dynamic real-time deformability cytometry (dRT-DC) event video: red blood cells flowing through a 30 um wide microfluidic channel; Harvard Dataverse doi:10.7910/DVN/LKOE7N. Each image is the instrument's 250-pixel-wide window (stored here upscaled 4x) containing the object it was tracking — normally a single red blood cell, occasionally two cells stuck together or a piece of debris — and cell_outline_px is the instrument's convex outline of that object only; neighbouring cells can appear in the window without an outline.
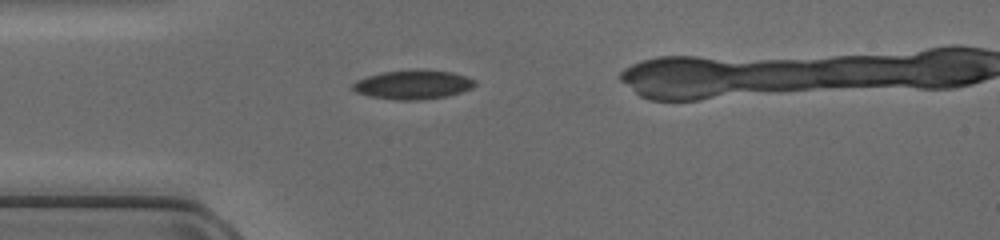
{"species": "common noctule bat (a hibernating species)", "species_latin": "Nyctalus noctula", "temperature_condition": "cold", "stored_images_in_passage": 28, "camera_frame_rate_fps": 3000, "um_per_image_px": 0.085, "animal": {"sex": "female", "body_mass_g": 17.0, "forearm_length_mm": 48.0}, "frame": {"image": 1, "passage_image": 1, "time_ms": 0.0, "image_size_px": [1000, 240], "cell_outline_px": [[476, 84], [472, 88], [448, 96], [420, 100], [396, 100], [368, 96], [356, 92], [352, 88], [352, 84], [356, 80], [368, 76], [384, 72], [416, 68], [452, 72], [468, 76], [476, 80]], "centroid_in_image_um": [35.13, 7.18], "position_along_channel_um": 49.9, "area_um2": 21.04}}
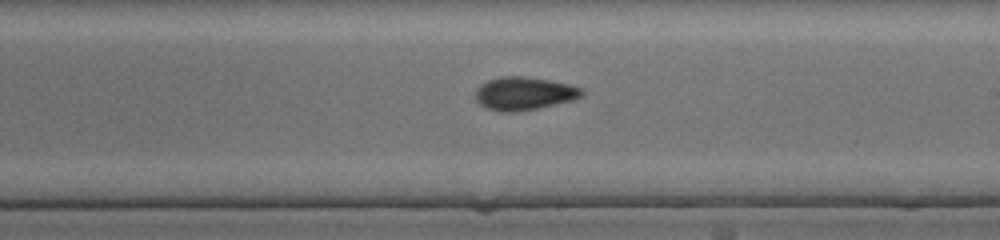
{"frame": {"image": 2, "passage_image": 15, "time_ms": 4.667, "image_size_px": [1000, 240], "cell_outline_px": [[584, 96], [572, 100], [536, 108], [512, 112], [500, 112], [484, 108], [476, 100], [476, 88], [480, 84], [488, 80], [500, 76], [524, 76], [548, 80], [568, 84], [584, 88]], "centroid_in_image_um": [44.53, 7.94], "position_along_channel_um": 244.5, "area_um2": 20.58}}
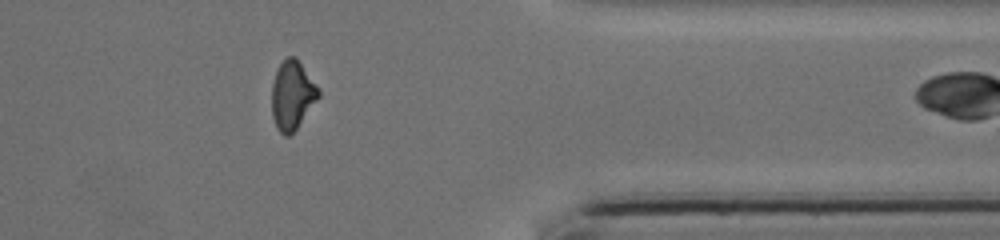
{"frame": {"image": 3, "passage_image": 26, "time_ms": 8.333, "image_size_px": [1000, 240], "cell_outline_px": [[320, 96], [296, 128], [288, 136], [284, 136], [276, 128], [272, 116], [272, 84], [276, 72], [280, 64], [288, 56], [296, 56], [320, 88]], "centroid_in_image_um": [24.85, 8.07], "position_along_channel_um": 386.5, "area_um2": 18.73}}